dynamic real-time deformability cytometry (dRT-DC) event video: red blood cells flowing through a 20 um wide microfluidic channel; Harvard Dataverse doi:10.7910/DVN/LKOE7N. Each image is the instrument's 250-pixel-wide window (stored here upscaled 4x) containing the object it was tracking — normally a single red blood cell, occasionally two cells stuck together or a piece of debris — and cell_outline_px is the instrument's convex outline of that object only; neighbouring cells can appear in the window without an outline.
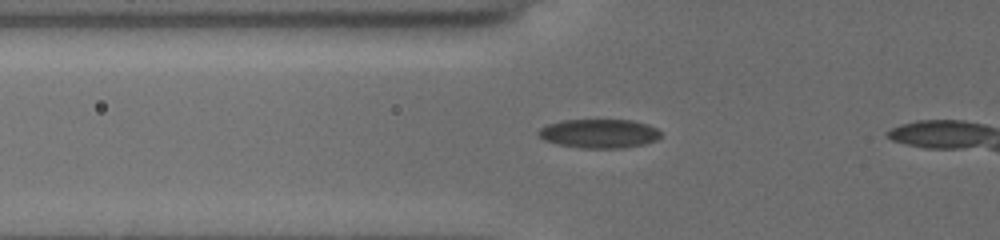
{"species": "common noctule bat (a hibernating species)", "species_latin": "Nyctalus noctula", "temperature_condition": "cold", "stored_images_in_passage": 6, "camera_frame_rate_fps": 3000, "um_per_image_px": 0.085, "animal": {"sex": "female", "body_mass_g": 19.5, "forearm_length_mm": 54.1}, "frame": {"image": 1, "passage_image": 4, "time_ms": 1.667, "image_size_px": [1000, 240], "cell_outline_px": [[660, 136], [656, 140], [644, 144], [624, 148], [580, 148], [560, 144], [544, 140], [536, 132], [540, 128], [548, 124], [564, 120], [628, 120], [648, 124], [656, 128], [660, 132]], "centroid_in_image_um": [50.93, 11.35], "position_along_channel_um": 74.9, "area_um2": 20.52}}